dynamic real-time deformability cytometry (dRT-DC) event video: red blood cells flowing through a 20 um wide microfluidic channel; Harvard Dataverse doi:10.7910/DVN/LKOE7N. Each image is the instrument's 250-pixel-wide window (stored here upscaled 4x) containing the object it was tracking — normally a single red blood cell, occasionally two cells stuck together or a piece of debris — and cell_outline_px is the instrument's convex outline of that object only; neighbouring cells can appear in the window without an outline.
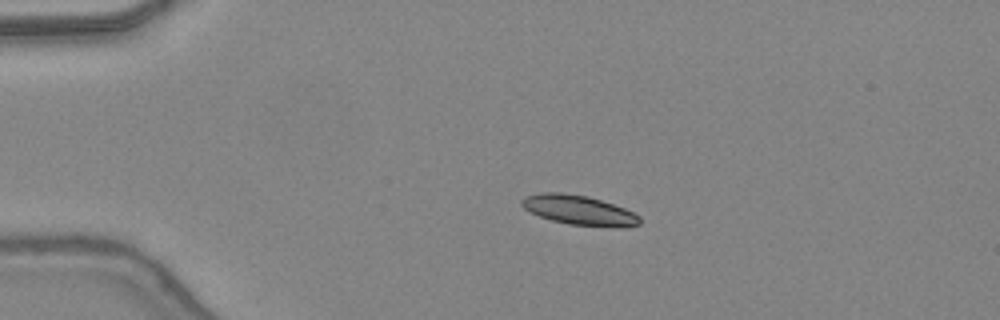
{"species": "common noctule bat (a hibernating species)", "species_latin": "Nyctalus noctula", "temperature_condition": "warm", "stored_images_in_passage": 38, "camera_frame_rate_fps": 3000, "um_per_image_px": 0.085, "animal": {"sex": "female", "body_mass_g": 24.6, "forearm_length_mm": 56.2}, "frame": {"image": 1, "passage_image": 1, "time_ms": 0.0, "image_size_px": [1000, 320], "cell_outline_px": [[640, 224], [624, 228], [616, 228], [568, 224], [552, 220], [540, 216], [524, 208], [520, 204], [520, 200], [524, 196], [540, 192], [560, 192], [588, 196], [624, 208], [640, 216]], "centroid_in_image_um": [49.22, 17.87], "position_along_channel_um": 35.8, "area_um2": 20.52}}
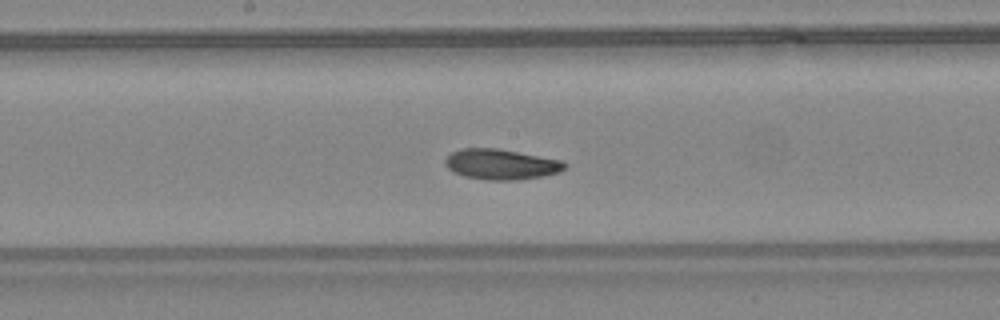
{"frame": {"image": 2, "passage_image": 16, "time_ms": 5.0, "image_size_px": [1000, 320], "cell_outline_px": [[568, 168], [560, 172], [540, 176], [516, 180], [484, 180], [464, 176], [452, 172], [444, 164], [444, 160], [452, 152], [464, 148], [500, 148], [564, 160], [568, 164]], "centroid_in_image_um": [42.63, 13.96], "position_along_channel_um": 205.6, "area_um2": 21.56}}
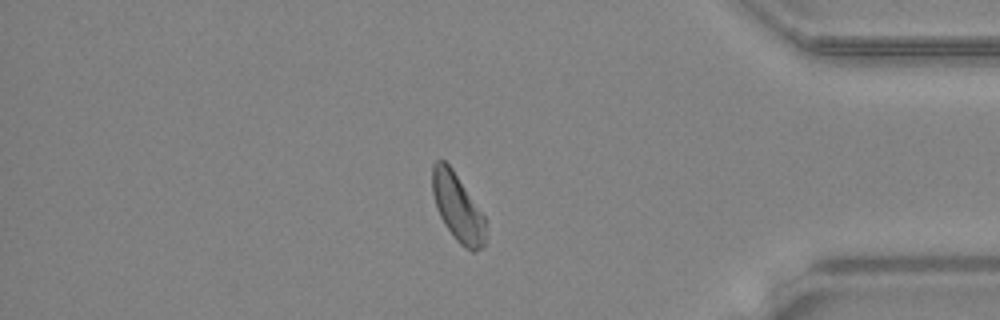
{"frame": {"image": 3, "passage_image": 31, "time_ms": 10.0, "image_size_px": [1000, 320], "cell_outline_px": [[484, 248], [472, 252], [460, 244], [456, 240], [444, 224], [436, 208], [432, 192], [432, 164], [436, 160], [444, 160], [452, 168], [484, 216]], "centroid_in_image_um": [38.86, 17.63], "position_along_channel_um": 396.3, "area_um2": 20.75}, "authors_computed_cell_mechanics": {"area_um2": 20.9525, "velocity_mm_per_s": 4.3923, "shape_relaxation_time_tau1_ms": 3.6307, "shape_relaxation_time_tau2_ms": 4.312, "deformation_change_tau1": 0.142, "deformation_change_tau2": 0.1321}}